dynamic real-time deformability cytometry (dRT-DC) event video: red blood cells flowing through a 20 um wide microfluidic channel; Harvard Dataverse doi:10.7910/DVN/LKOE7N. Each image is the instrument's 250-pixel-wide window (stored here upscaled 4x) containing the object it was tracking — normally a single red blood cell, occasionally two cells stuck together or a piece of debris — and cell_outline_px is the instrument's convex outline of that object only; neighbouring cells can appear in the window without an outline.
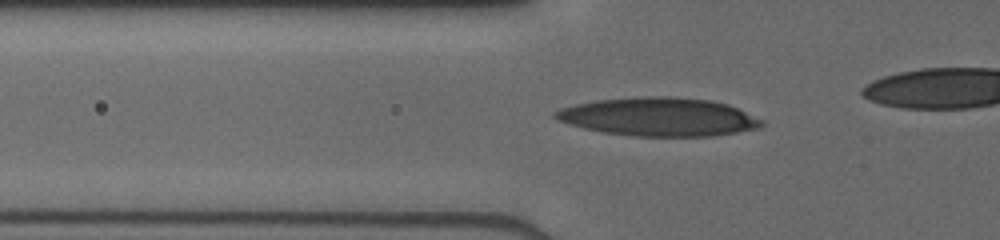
{"species": "human", "species_latin": "Homo sapiens", "temperature_condition": "cold", "stored_images_in_passage": 36, "camera_frame_rate_fps": 3000, "um_per_image_px": 0.085, "donor": {"sex": "male"}, "frame": {"image": 1, "passage_image": 12, "time_ms": 3.667, "image_size_px": [1000, 240], "cell_outline_px": [[764, 124], [760, 128], [712, 136], [636, 136], [604, 132], [584, 128], [556, 120], [552, 116], [560, 108], [576, 104], [596, 100], [648, 96], [668, 96], [712, 100], [728, 104], [764, 120]], "centroid_in_image_um": [56.02, 9.93], "position_along_channel_um": 69.8, "area_um2": 46.12}}
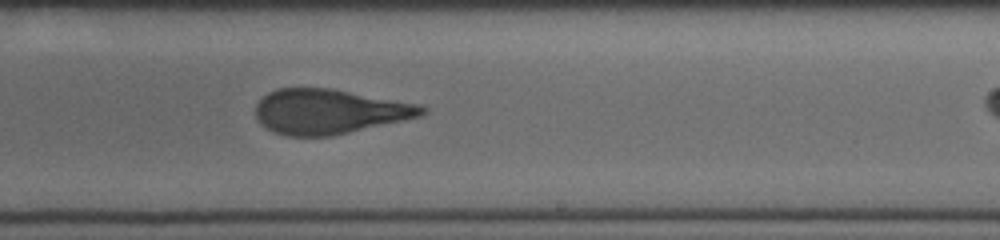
{"frame": {"image": 2, "passage_image": 26, "time_ms": 8.333, "image_size_px": [1000, 240], "cell_outline_px": [[428, 112], [420, 116], [404, 120], [332, 136], [284, 136], [272, 132], [260, 124], [256, 116], [256, 104], [268, 92], [276, 88], [328, 88], [420, 104], [428, 108]], "centroid_in_image_um": [27.97, 9.49], "position_along_channel_um": 261.0, "area_um2": 43.47}}
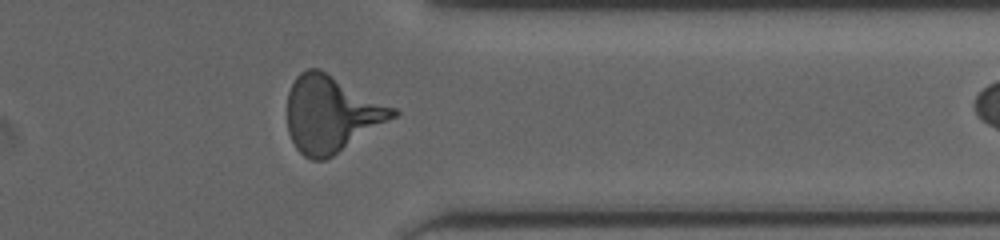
{"frame": {"image": 3, "passage_image": 35, "time_ms": 11.333, "image_size_px": [1000, 240], "cell_outline_px": [[400, 112], [396, 116], [332, 156], [324, 160], [312, 160], [304, 156], [296, 148], [288, 132], [288, 92], [296, 76], [300, 72], [308, 68], [320, 68], [396, 108]], "centroid_in_image_um": [28.15, 9.67], "position_along_channel_um": 383.3, "area_um2": 46.76}}